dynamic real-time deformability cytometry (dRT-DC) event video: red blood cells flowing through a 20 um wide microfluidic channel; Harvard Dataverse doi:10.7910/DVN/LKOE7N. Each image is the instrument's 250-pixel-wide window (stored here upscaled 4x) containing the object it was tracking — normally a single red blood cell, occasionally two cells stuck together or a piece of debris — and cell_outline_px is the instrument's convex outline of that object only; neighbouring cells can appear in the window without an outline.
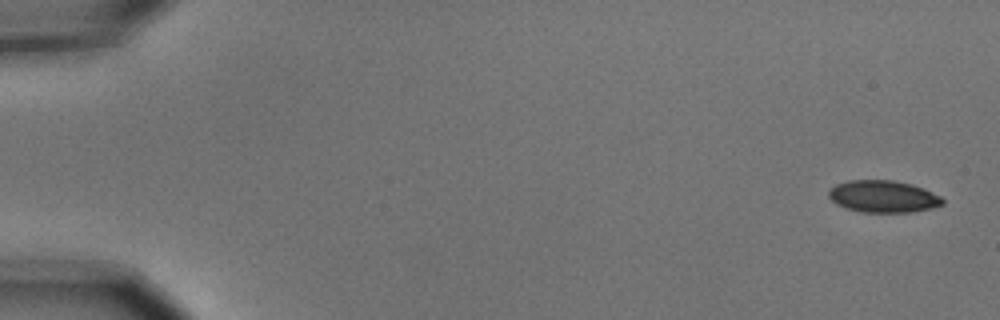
{"species": "common noctule bat (a hibernating species)", "species_latin": "Nyctalus noctula", "temperature_condition": "cold", "stored_images_in_passage": 5, "camera_frame_rate_fps": 3000, "um_per_image_px": 0.085, "animal": {"sex": "male", "body_mass_g": 15.6}, "frame": {"image": 1, "passage_image": 1, "time_ms": 0.0, "image_size_px": [1000, 320], "cell_outline_px": [[944, 204], [932, 208], [912, 212], [860, 212], [836, 204], [828, 196], [828, 192], [836, 184], [848, 180], [892, 180], [912, 184], [924, 188], [940, 196], [944, 200]], "centroid_in_image_um": [75.09, 16.7], "position_along_channel_um": 9.9, "area_um2": 21.27}}
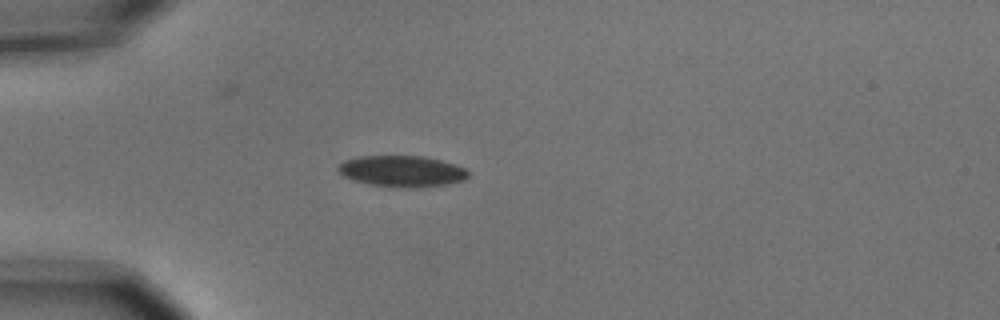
{"frame": {"image": 2, "passage_image": 5, "time_ms": 1.333, "image_size_px": [1000, 320], "cell_outline_px": [[468, 176], [464, 180], [444, 184], [420, 188], [404, 188], [372, 184], [352, 180], [344, 176], [336, 168], [344, 160], [356, 156], [424, 156], [456, 164], [464, 168], [468, 172]], "centroid_in_image_um": [34.16, 14.55], "position_along_channel_um": 50.8, "area_um2": 23.64}}